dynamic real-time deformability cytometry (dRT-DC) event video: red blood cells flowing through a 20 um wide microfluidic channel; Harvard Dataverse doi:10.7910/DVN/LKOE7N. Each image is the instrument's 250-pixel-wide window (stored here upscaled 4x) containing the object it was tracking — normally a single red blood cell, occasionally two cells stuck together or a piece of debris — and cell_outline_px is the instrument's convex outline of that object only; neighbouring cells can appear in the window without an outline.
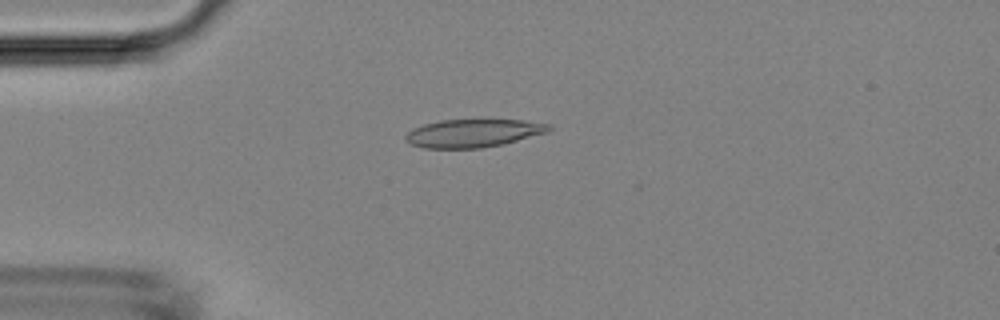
{"species": "Egyptian fruit bat (a non-hibernating species)", "species_latin": "Rousettus aegyptiacus", "temperature_condition": "room temperature", "stored_images_in_passage": 6, "camera_frame_rate_fps": 3000, "um_per_image_px": 0.085, "animal": {"sex": "female"}, "frame": {"image": 1, "passage_image": 3, "time_ms": 3.667, "image_size_px": [1000, 320], "cell_outline_px": [[552, 128], [548, 132], [504, 144], [480, 148], [424, 148], [412, 144], [404, 140], [404, 136], [412, 128], [424, 124], [440, 120], [524, 120], [552, 124]], "centroid_in_image_um": [40.23, 11.32], "position_along_channel_um": 44.8, "area_um2": 23.52}}